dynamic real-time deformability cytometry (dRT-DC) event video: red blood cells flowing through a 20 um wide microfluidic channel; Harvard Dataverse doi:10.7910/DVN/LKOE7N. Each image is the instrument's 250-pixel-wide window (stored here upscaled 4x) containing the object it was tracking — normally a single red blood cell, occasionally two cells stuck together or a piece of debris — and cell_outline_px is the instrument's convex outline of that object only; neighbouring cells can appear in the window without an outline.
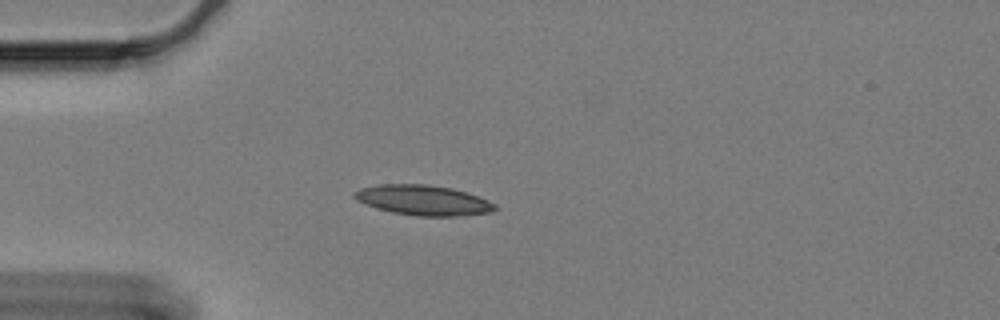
{"species": "Egyptian fruit bat (a non-hibernating species)", "species_latin": "Rousettus aegyptiacus", "temperature_condition": "cold", "stored_images_in_passage": 41, "camera_frame_rate_fps": 3000, "um_per_image_px": 0.085, "animal": {"sex": "female"}, "frame": {"image": 1, "passage_image": 1, "time_ms": 0.0, "image_size_px": [1000, 320], "cell_outline_px": [[496, 208], [488, 212], [456, 216], [416, 216], [392, 212], [376, 208], [356, 200], [352, 196], [352, 192], [360, 188], [380, 184], [428, 184], [452, 188], [468, 192], [488, 200], [496, 204]], "centroid_in_image_um": [35.93, 17.0], "position_along_channel_um": 49.1, "area_um2": 24.74}}
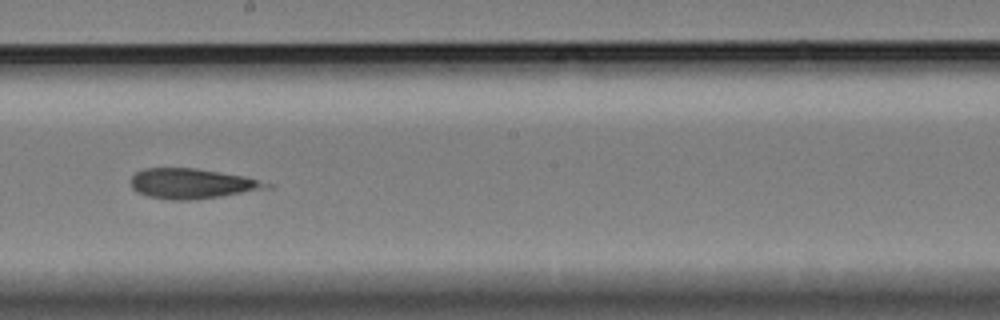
{"frame": {"image": 2, "passage_image": 19, "time_ms": 6.0, "image_size_px": [1000, 320], "cell_outline_px": [[272, 188], [196, 200], [172, 200], [148, 196], [136, 192], [132, 188], [132, 176], [136, 172], [144, 168], [196, 168], [244, 176], [272, 184]], "centroid_in_image_um": [16.33, 15.61], "position_along_channel_um": 231.9, "area_um2": 23.81}}
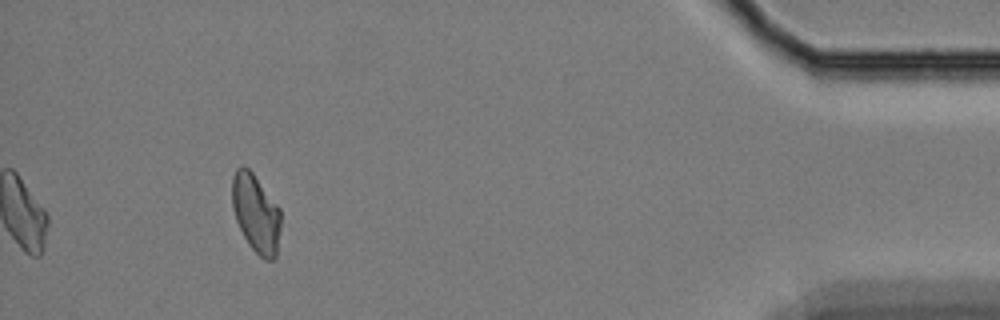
{"frame": {"image": 3, "passage_image": 41, "time_ms": 13.333, "image_size_px": [1000, 320], "cell_outline_px": [[280, 228], [276, 256], [272, 260], [264, 260], [248, 244], [236, 220], [232, 208], [232, 176], [236, 168], [240, 164], [244, 164], [252, 172], [280, 208]], "centroid_in_image_um": [21.73, 18.1], "position_along_channel_um": 413.5, "area_um2": 22.25}, "authors_computed_cell_mechanics": {"area_um2": 24.276, "velocity_mm_per_s": 3.263, "shape_relaxation_time_tau1_ms": null, "shape_relaxation_time_tau2_ms": 9.4499, "deformation_change_tau1": null, "deformation_change_tau2": 0.2349}}